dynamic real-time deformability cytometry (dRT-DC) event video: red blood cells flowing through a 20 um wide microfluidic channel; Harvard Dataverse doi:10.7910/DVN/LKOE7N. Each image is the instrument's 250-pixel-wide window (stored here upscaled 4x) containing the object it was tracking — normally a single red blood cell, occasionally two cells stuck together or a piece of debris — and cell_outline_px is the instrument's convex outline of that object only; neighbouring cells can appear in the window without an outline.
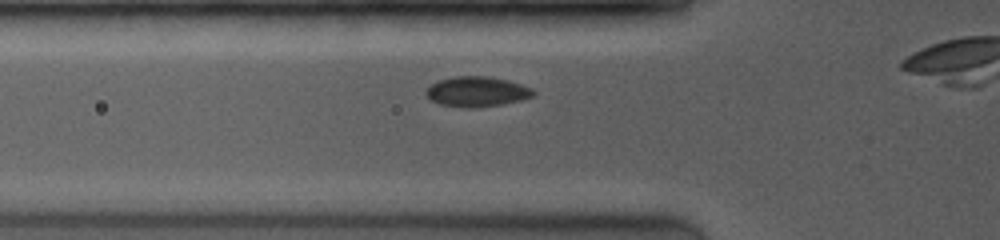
{"species": "common noctule bat (a hibernating species)", "species_latin": "Nyctalus noctula", "temperature_condition": "room temperature", "stored_images_in_passage": 40, "camera_frame_rate_fps": 4000, "um_per_image_px": 0.085, "animal": {"sex": "female", "body_mass_g": 19.0, "forearm_length_mm": 53.3}, "frame": {"image": 1, "passage_image": 7, "time_ms": 1.5, "image_size_px": [1000, 240], "cell_outline_px": [[536, 92], [532, 96], [524, 100], [500, 104], [472, 108], [464, 108], [440, 104], [428, 100], [424, 92], [432, 84], [440, 80], [456, 76], [484, 76], [504, 80], [520, 84], [532, 88]], "centroid_in_image_um": [40.51, 7.8], "position_along_channel_um": 85.3, "area_um2": 18.73}}
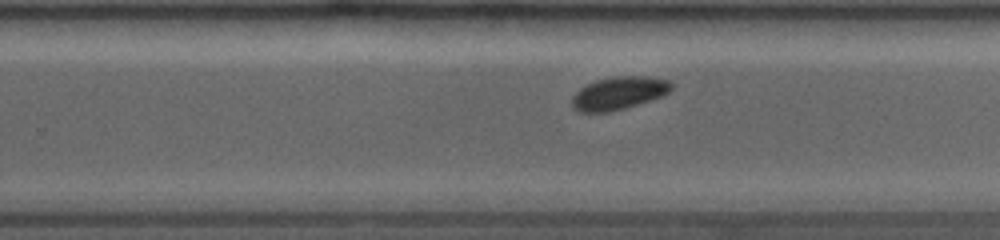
{"frame": {"image": 2, "passage_image": 26, "time_ms": 6.25, "image_size_px": [1000, 240], "cell_outline_px": [[672, 88], [668, 92], [660, 96], [624, 108], [608, 112], [580, 112], [572, 108], [572, 96], [580, 88], [596, 80], [620, 76], [644, 76], [668, 80], [672, 84]], "centroid_in_image_um": [52.55, 7.92], "position_along_channel_um": 277.2, "area_um2": 18.67}}
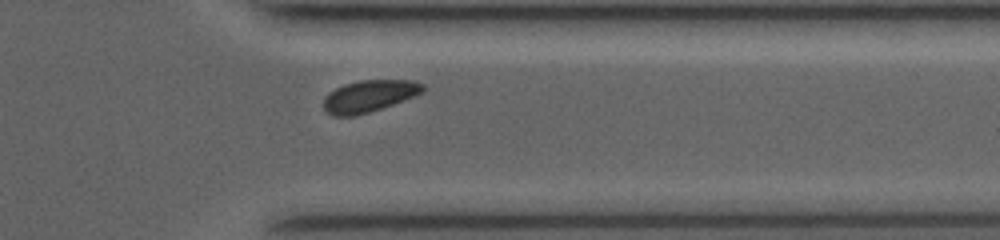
{"frame": {"image": 3, "passage_image": 36, "time_ms": 8.75, "image_size_px": [1000, 240], "cell_outline_px": [[424, 92], [392, 104], [356, 116], [332, 116], [324, 112], [324, 100], [328, 92], [344, 84], [360, 80], [412, 80], [424, 84]], "centroid_in_image_um": [31.34, 8.16], "position_along_channel_um": 380.1, "area_um2": 18.38}}